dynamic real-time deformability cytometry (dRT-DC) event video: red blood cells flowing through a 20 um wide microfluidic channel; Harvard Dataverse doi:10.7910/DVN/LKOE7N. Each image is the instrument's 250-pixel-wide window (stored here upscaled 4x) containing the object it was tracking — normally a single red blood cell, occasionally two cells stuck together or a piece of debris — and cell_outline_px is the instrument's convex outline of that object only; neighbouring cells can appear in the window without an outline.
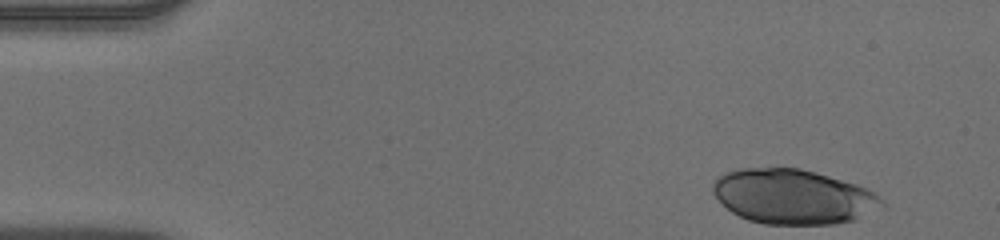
{"species": "human", "species_latin": "Homo sapiens", "temperature_condition": "warm", "stored_images_in_passage": 48, "camera_frame_rate_fps": 3000, "um_per_image_px": 0.085, "donor": {"sex": "male"}, "frame": {"image": 1, "passage_image": 1, "time_ms": 0.0, "image_size_px": [1000, 240], "cell_outline_px": [[888, 208], [856, 220], [836, 224], [764, 224], [748, 220], [732, 212], [712, 192], [712, 184], [716, 176], [724, 172], [740, 168], [800, 168], [856, 184], [880, 196], [888, 204]], "centroid_in_image_um": [67.48, 16.73], "position_along_channel_um": 17.5, "area_um2": 54.45}}